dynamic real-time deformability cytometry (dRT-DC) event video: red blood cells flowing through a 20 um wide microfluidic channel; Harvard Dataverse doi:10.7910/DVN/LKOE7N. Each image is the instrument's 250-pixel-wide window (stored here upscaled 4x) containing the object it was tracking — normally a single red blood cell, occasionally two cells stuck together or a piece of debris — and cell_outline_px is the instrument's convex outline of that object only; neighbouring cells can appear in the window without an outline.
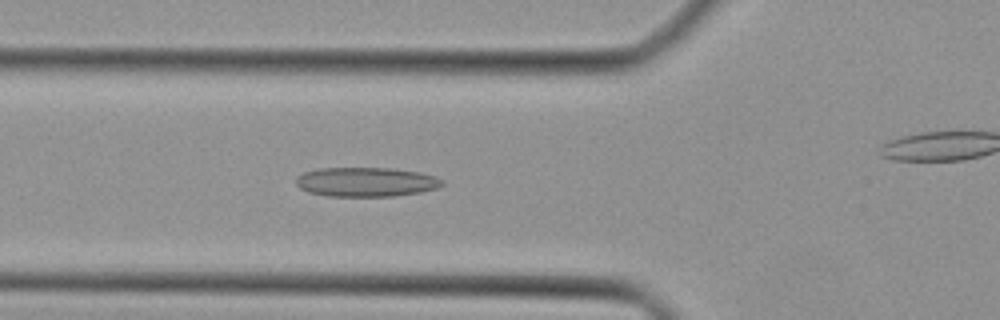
{"species": "Egyptian fruit bat (a non-hibernating species)", "species_latin": "Rousettus aegyptiacus", "temperature_condition": "cold", "stored_images_in_passage": 29, "camera_frame_rate_fps": 3000, "um_per_image_px": 0.085, "animal": {"sex": "female"}, "frame": {"image": 1, "passage_image": 8, "time_ms": 2.333, "image_size_px": [1000, 320], "cell_outline_px": [[444, 184], [436, 188], [420, 192], [392, 196], [328, 196], [308, 192], [300, 188], [296, 184], [296, 180], [304, 172], [320, 168], [388, 168], [420, 172], [436, 176], [444, 180]], "centroid_in_image_um": [31.14, 15.46], "position_along_channel_um": 94.7, "area_um2": 24.91}}
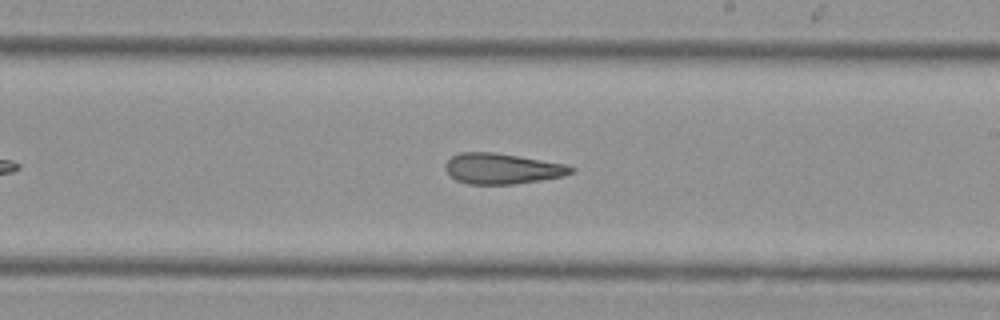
{"frame": {"image": 2, "passage_image": 18, "time_ms": 5.667, "image_size_px": [1000, 320], "cell_outline_px": [[576, 168], [572, 172], [564, 176], [540, 180], [512, 184], [468, 184], [456, 180], [444, 168], [444, 164], [452, 156], [460, 152], [496, 152], [564, 164]], "centroid_in_image_um": [42.66, 14.33], "position_along_channel_um": 246.3, "area_um2": 22.31}}
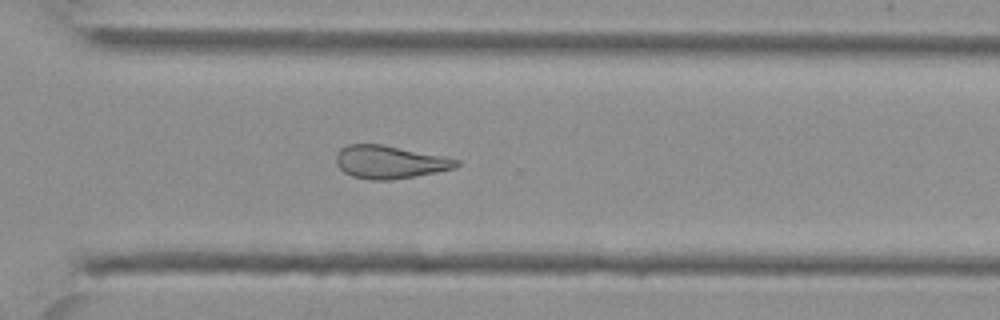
{"frame": {"image": 3, "passage_image": 24, "time_ms": 7.667, "image_size_px": [1000, 320], "cell_outline_px": [[460, 164], [456, 168], [416, 176], [388, 180], [368, 180], [352, 176], [344, 172], [336, 164], [336, 152], [340, 148], [348, 144], [384, 144], [444, 156], [460, 160]], "centroid_in_image_um": [33.12, 13.77], "position_along_channel_um": 337.5, "area_um2": 23.35}}